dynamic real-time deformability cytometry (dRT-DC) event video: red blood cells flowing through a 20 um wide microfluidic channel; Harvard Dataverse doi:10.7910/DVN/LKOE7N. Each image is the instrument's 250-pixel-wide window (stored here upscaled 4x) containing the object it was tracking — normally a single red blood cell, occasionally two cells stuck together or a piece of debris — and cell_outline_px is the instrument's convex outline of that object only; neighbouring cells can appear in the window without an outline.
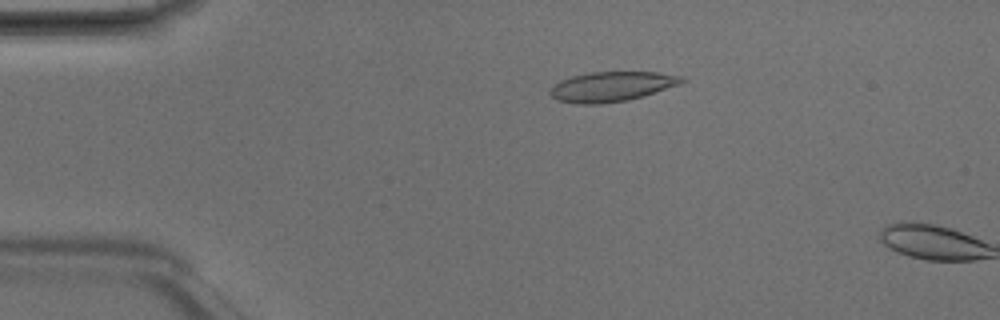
{"species": "Egyptian fruit bat (a non-hibernating species)", "species_latin": "Rousettus aegyptiacus", "temperature_condition": "room temperature", "stored_images_in_passage": 2, "camera_frame_rate_fps": 3000, "um_per_image_px": 0.085, "animal": {"sex": "male"}, "frame": {"image": 1, "passage_image": 1, "time_ms": 0.0, "image_size_px": [1000, 320], "cell_outline_px": [[688, 80], [680, 84], [644, 96], [628, 100], [600, 104], [576, 104], [556, 100], [548, 92], [560, 80], [572, 76], [592, 72], [656, 72], [680, 76]], "centroid_in_image_um": [51.99, 7.36], "position_along_channel_um": 33.0, "area_um2": 22.89}}